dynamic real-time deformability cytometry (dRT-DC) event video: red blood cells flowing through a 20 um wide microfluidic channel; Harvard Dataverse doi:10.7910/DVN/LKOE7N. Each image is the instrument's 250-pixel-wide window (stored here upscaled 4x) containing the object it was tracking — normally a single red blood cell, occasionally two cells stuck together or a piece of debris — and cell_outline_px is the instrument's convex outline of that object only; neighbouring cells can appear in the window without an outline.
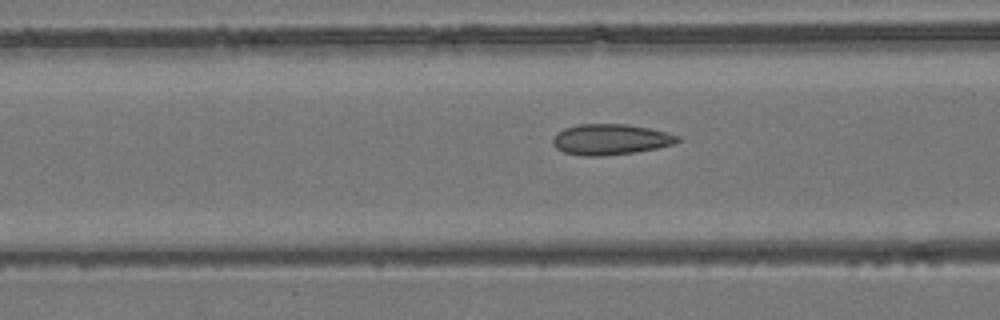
{"species": "common noctule bat (a hibernating species)", "species_latin": "Nyctalus noctula", "temperature_condition": "room temperature", "stored_images_in_passage": 34, "camera_frame_rate_fps": 3000, "um_per_image_px": 0.085, "animal": {"sex": "female", "body_mass_g": 24.6, "forearm_length_mm": 56.2}, "frame": {"image": 1, "passage_image": 22, "time_ms": 7.0, "image_size_px": [1000, 320], "cell_outline_px": [[680, 140], [672, 144], [656, 148], [636, 152], [600, 156], [584, 156], [564, 152], [556, 148], [552, 144], [552, 140], [556, 132], [564, 128], [580, 124], [628, 124], [668, 132], [680, 136]], "centroid_in_image_um": [51.87, 11.85], "position_along_channel_um": 114.7, "area_um2": 22.37}}
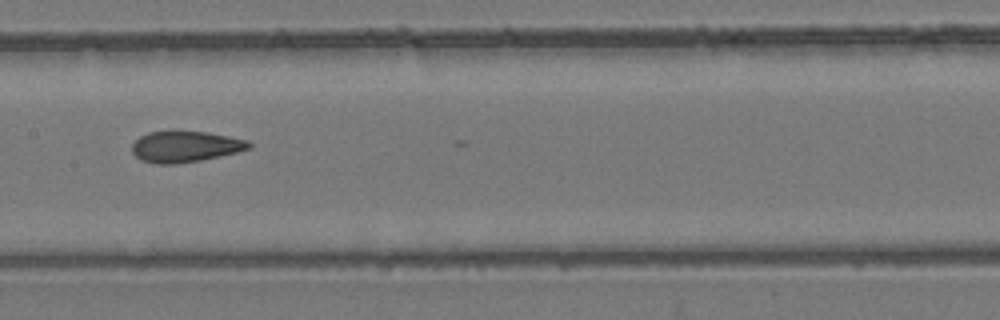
{"frame": {"image": 2, "passage_image": 28, "time_ms": 9.0, "image_size_px": [1000, 320], "cell_outline_px": [[252, 148], [236, 152], [200, 160], [176, 164], [156, 164], [140, 160], [132, 152], [132, 144], [140, 136], [148, 132], [172, 128], [176, 128], [208, 132], [248, 140], [252, 144]], "centroid_in_image_um": [15.71, 12.41], "position_along_channel_um": 191.7, "area_um2": 21.91}}
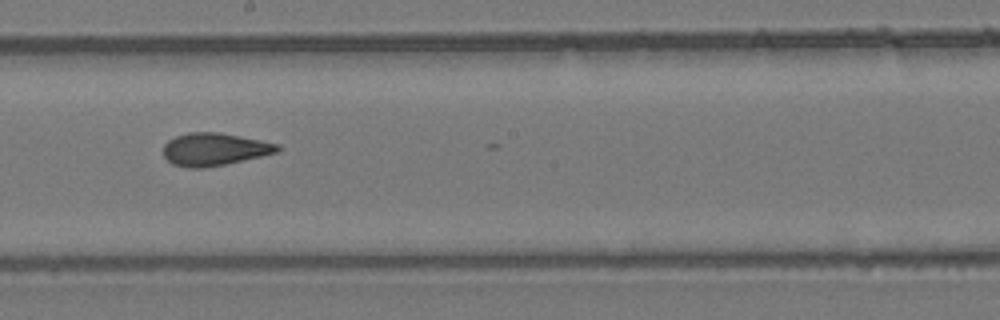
{"frame": {"image": 3, "passage_image": 31, "time_ms": 10.0, "image_size_px": [1000, 320], "cell_outline_px": [[280, 148], [276, 152], [260, 156], [224, 164], [204, 168], [192, 168], [172, 164], [164, 156], [164, 144], [168, 140], [176, 136], [188, 132], [220, 132], [280, 144]], "centroid_in_image_um": [18.19, 12.68], "position_along_channel_um": 230.0, "area_um2": 21.5}}